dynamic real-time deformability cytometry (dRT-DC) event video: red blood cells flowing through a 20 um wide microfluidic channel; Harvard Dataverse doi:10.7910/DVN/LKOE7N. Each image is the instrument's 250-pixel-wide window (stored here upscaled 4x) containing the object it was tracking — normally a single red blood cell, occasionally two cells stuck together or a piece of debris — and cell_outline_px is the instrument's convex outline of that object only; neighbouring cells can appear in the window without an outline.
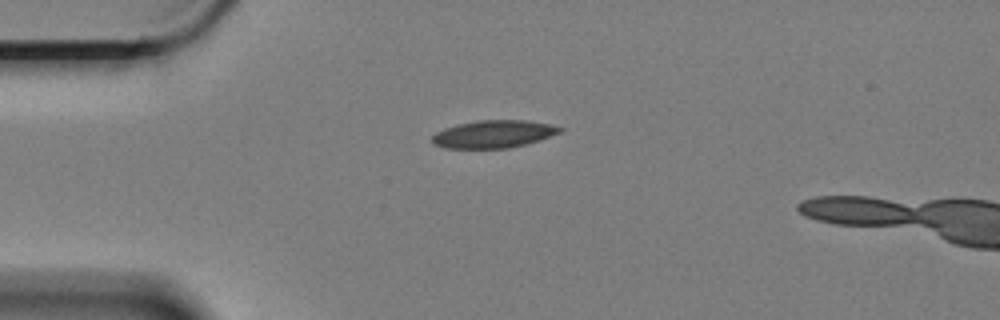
{"species": "Egyptian fruit bat (a non-hibernating species)", "species_latin": "Rousettus aegyptiacus", "temperature_condition": "cold", "stored_images_in_passage": 3, "camera_frame_rate_fps": 3000, "um_per_image_px": 0.085, "animal": {"sex": "female"}, "frame": {"image": 1, "passage_image": 1, "time_ms": 0.0, "image_size_px": [1000, 320], "cell_outline_px": [[564, 128], [560, 132], [524, 144], [508, 148], [444, 148], [432, 144], [432, 136], [436, 132], [444, 128], [476, 120], [524, 120], [548, 124]], "centroid_in_image_um": [41.88, 11.39], "position_along_channel_um": 43.1, "area_um2": 20.23}}